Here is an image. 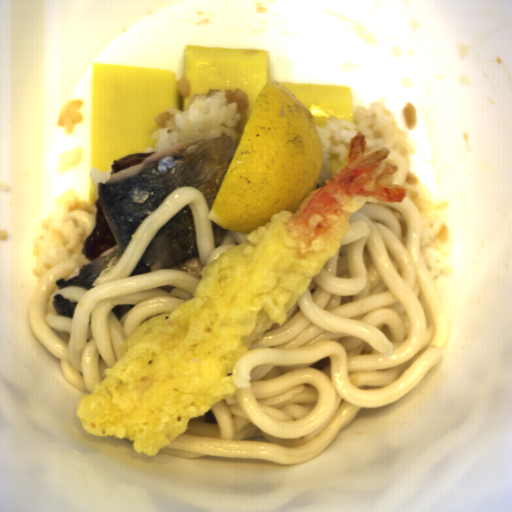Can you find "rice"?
Instances as JSON below:
<instances>
[{
	"label": "rice",
	"mask_w": 512,
	"mask_h": 512,
	"mask_svg": "<svg viewBox=\"0 0 512 512\" xmlns=\"http://www.w3.org/2000/svg\"><path fill=\"white\" fill-rule=\"evenodd\" d=\"M315 128L323 149L317 189L325 186L327 179H333V173L346 165L349 140L359 132L365 135L366 153L387 147L404 158L407 174L401 187L407 189L405 197L420 213L423 257L434 281L445 280L453 269L448 258L452 245L446 216L449 202L436 203L428 195L421 176L415 174V153L407 132L398 125L394 115L376 102L369 107L355 106L352 120L335 116L329 118L325 125H315Z\"/></svg>",
	"instance_id": "obj_1"
},
{
	"label": "rice",
	"mask_w": 512,
	"mask_h": 512,
	"mask_svg": "<svg viewBox=\"0 0 512 512\" xmlns=\"http://www.w3.org/2000/svg\"><path fill=\"white\" fill-rule=\"evenodd\" d=\"M247 91L213 89L190 96L184 108H171L153 120L158 127L151 136L156 152L207 137H230L235 151L249 119ZM144 152V153H145Z\"/></svg>",
	"instance_id": "obj_2"
},
{
	"label": "rice",
	"mask_w": 512,
	"mask_h": 512,
	"mask_svg": "<svg viewBox=\"0 0 512 512\" xmlns=\"http://www.w3.org/2000/svg\"><path fill=\"white\" fill-rule=\"evenodd\" d=\"M96 219V203L77 200L70 201L62 214L44 220L32 251V273L37 281L41 283L54 266L76 262L79 269L90 263L83 247Z\"/></svg>",
	"instance_id": "obj_3"
},
{
	"label": "rice",
	"mask_w": 512,
	"mask_h": 512,
	"mask_svg": "<svg viewBox=\"0 0 512 512\" xmlns=\"http://www.w3.org/2000/svg\"><path fill=\"white\" fill-rule=\"evenodd\" d=\"M83 104V99H74L66 103L55 121V126L68 134L72 133L78 125L83 123L84 117L79 112Z\"/></svg>",
	"instance_id": "obj_4"
},
{
	"label": "rice",
	"mask_w": 512,
	"mask_h": 512,
	"mask_svg": "<svg viewBox=\"0 0 512 512\" xmlns=\"http://www.w3.org/2000/svg\"><path fill=\"white\" fill-rule=\"evenodd\" d=\"M83 150L81 147L71 148L63 153L59 157V165L57 172L67 171L69 167H75L79 165Z\"/></svg>",
	"instance_id": "obj_5"
},
{
	"label": "rice",
	"mask_w": 512,
	"mask_h": 512,
	"mask_svg": "<svg viewBox=\"0 0 512 512\" xmlns=\"http://www.w3.org/2000/svg\"><path fill=\"white\" fill-rule=\"evenodd\" d=\"M402 116L406 129L413 130L416 128L419 118L416 107L412 102L408 101L407 105L402 110Z\"/></svg>",
	"instance_id": "obj_6"
},
{
	"label": "rice",
	"mask_w": 512,
	"mask_h": 512,
	"mask_svg": "<svg viewBox=\"0 0 512 512\" xmlns=\"http://www.w3.org/2000/svg\"><path fill=\"white\" fill-rule=\"evenodd\" d=\"M110 173H111V171L110 172H102V171L96 170L94 168L90 169L88 171L89 178L94 186L95 196H96L97 200H98V184L108 182Z\"/></svg>",
	"instance_id": "obj_7"
},
{
	"label": "rice",
	"mask_w": 512,
	"mask_h": 512,
	"mask_svg": "<svg viewBox=\"0 0 512 512\" xmlns=\"http://www.w3.org/2000/svg\"><path fill=\"white\" fill-rule=\"evenodd\" d=\"M177 88H178L179 96L184 98V97H187L188 95H190L191 82H190L189 78L183 76L180 80H178Z\"/></svg>",
	"instance_id": "obj_8"
}]
</instances>
